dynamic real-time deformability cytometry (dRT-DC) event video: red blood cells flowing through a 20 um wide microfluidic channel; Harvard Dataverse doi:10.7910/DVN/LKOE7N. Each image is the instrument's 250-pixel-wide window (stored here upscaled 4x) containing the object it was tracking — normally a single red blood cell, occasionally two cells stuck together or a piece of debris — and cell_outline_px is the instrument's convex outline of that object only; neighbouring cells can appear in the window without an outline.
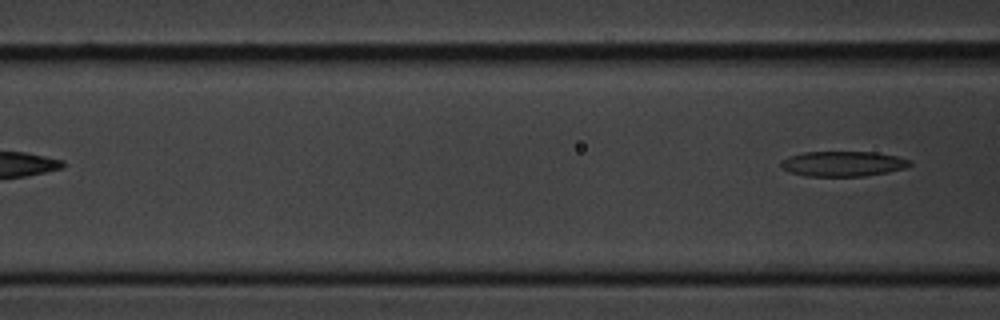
{"species": "common noctule bat (a hibernating species)", "species_latin": "Nyctalus noctula", "temperature_condition": "cold", "stored_images_in_passage": 4, "camera_frame_rate_fps": 3000, "um_per_image_px": 0.085, "animal": {"sex": "male", "body_mass_g": 20.1, "forearm_length_mm": 53.5}, "frame": {"image": 1, "passage_image": 4, "time_ms": 3.667, "image_size_px": [1000, 320], "cell_outline_px": [[912, 164], [904, 168], [888, 172], [864, 176], [808, 176], [788, 172], [780, 168], [780, 160], [788, 156], [804, 152], [876, 152], [896, 156], [908, 160]], "centroid_in_image_um": [71.58, 13.92], "position_along_channel_um": 95.0, "area_um2": 18.96}}